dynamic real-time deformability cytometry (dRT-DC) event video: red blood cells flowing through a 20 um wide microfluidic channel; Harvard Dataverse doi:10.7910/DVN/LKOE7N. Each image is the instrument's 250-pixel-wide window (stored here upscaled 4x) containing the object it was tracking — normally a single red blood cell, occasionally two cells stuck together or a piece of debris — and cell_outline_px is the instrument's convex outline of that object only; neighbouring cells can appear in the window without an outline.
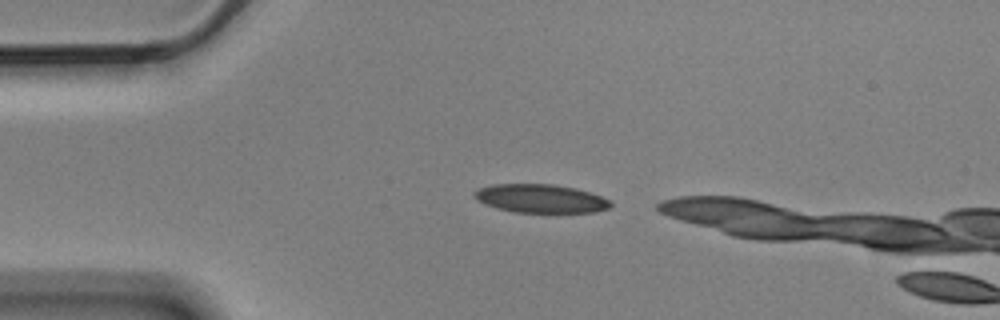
{"species": "Egyptian fruit bat (a non-hibernating species)", "species_latin": "Rousettus aegyptiacus", "temperature_condition": "cold", "stored_images_in_passage": 2, "camera_frame_rate_fps": 3000, "um_per_image_px": 0.085, "animal": {"sex": "male"}, "frame": {"image": 1, "passage_image": 1, "time_ms": 0.0, "image_size_px": [1000, 320], "cell_outline_px": [[612, 204], [608, 208], [592, 212], [512, 212], [496, 208], [484, 204], [476, 200], [472, 196], [472, 192], [476, 188], [492, 184], [556, 184], [576, 188], [612, 200]], "centroid_in_image_um": [45.88, 16.86], "position_along_channel_um": 39.1, "area_um2": 22.89}}